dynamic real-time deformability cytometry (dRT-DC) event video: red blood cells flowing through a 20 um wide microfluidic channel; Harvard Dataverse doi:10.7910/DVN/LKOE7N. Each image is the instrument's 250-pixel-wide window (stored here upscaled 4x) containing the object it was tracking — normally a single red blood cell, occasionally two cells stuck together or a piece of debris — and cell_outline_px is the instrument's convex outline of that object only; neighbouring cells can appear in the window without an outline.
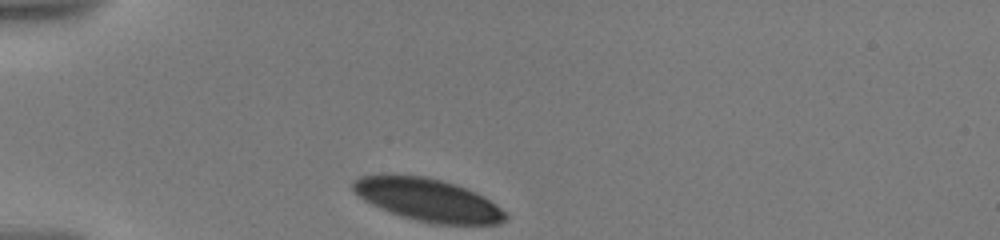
{"species": "human", "species_latin": "Homo sapiens", "temperature_condition": "warm", "stored_images_in_passage": 40, "camera_frame_rate_fps": 3000, "um_per_image_px": 0.085, "donor": {"sex": "male"}, "frame": {"image": 1, "passage_image": 1, "time_ms": 0.0, "image_size_px": [1000, 240], "cell_outline_px": [[508, 216], [500, 224], [432, 224], [400, 216], [380, 208], [364, 200], [352, 188], [352, 180], [360, 176], [388, 172], [424, 176], [440, 180], [476, 192], [496, 204], [508, 212]], "centroid_in_image_um": [36.34, 16.97], "position_along_channel_um": 48.7, "area_um2": 38.32}}
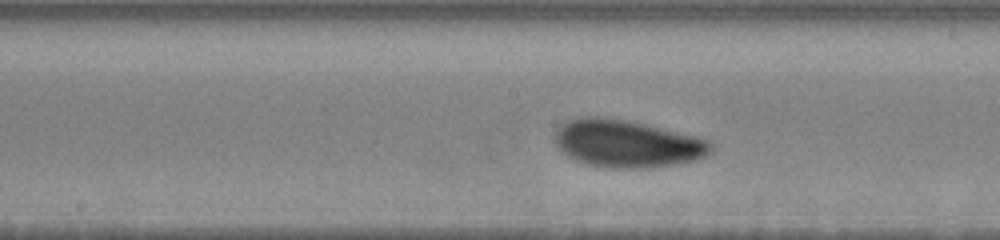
{"frame": {"image": 2, "passage_image": 16, "time_ms": 5.0, "image_size_px": [1000, 240], "cell_outline_px": [[712, 148], [704, 156], [696, 160], [672, 164], [644, 168], [612, 168], [588, 164], [576, 160], [568, 156], [556, 144], [556, 132], [568, 120], [580, 116], [596, 116], [624, 120], [644, 124], [708, 140], [712, 144]], "centroid_in_image_um": [53.27, 12.21], "position_along_channel_um": 194.9, "area_um2": 42.19}}
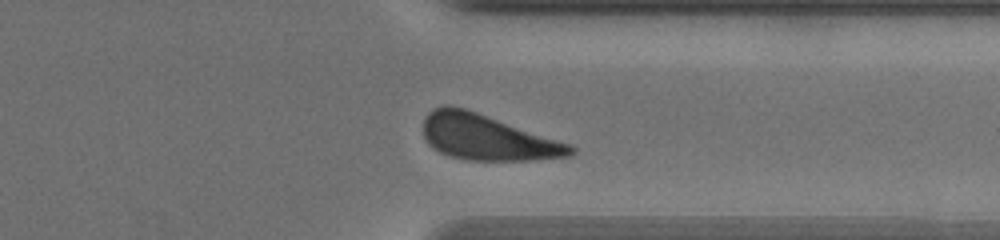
{"frame": {"image": 3, "passage_image": 36, "time_ms": 10.0, "image_size_px": [1000, 240], "cell_outline_px": [[576, 152], [572, 156], [536, 160], [464, 160], [448, 156], [432, 148], [428, 144], [424, 136], [424, 120], [428, 112], [432, 108], [444, 104], [448, 104], [464, 108], [572, 144], [576, 148]], "centroid_in_image_um": [41.42, 11.69], "position_along_channel_um": 370.0, "area_um2": 39.36}, "authors_computed_cell_mechanics": {"area_um2": 39.882, "velocity_mm_per_s": 3.4871, "shape_relaxation_time_tau1_ms": 1.7233, "shape_relaxation_time_tau2_ms": null, "deformation_change_tau1": 0.075, "deformation_change_tau2": null}}